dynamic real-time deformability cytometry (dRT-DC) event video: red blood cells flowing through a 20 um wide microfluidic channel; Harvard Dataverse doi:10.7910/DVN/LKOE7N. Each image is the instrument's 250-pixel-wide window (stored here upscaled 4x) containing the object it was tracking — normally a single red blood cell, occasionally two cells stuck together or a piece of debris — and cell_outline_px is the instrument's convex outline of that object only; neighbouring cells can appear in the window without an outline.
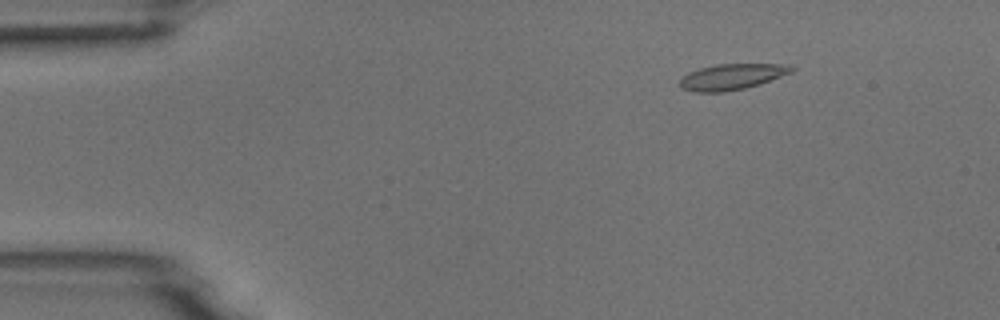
{"species": "common noctule bat (a hibernating species)", "species_latin": "Nyctalus noctula", "temperature_condition": "room temperature", "stored_images_in_passage": 8, "camera_frame_rate_fps": 3000, "um_per_image_px": 0.085, "animal": {"sex": "male", "body_mass_g": 18.8}, "frame": {"image": 1, "passage_image": 3, "time_ms": 0.667, "image_size_px": [1000, 320], "cell_outline_px": [[796, 68], [792, 72], [760, 84], [744, 88], [724, 92], [692, 92], [680, 88], [680, 80], [688, 72], [700, 68], [716, 64], [792, 64]], "centroid_in_image_um": [62.22, 6.52], "position_along_channel_um": 22.8, "area_um2": 16.94}}
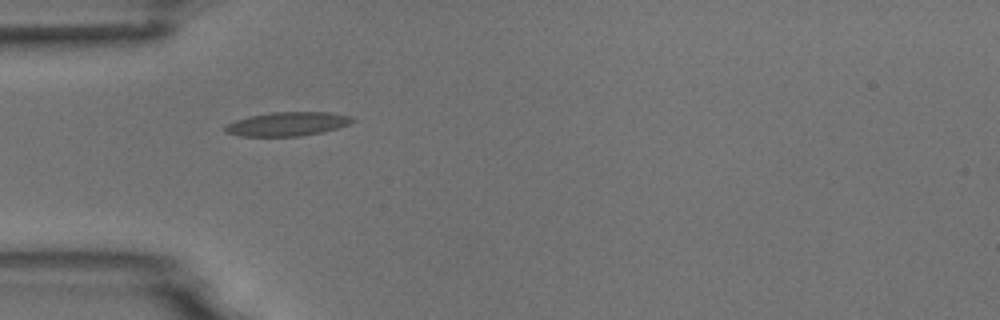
{"frame": {"image": 2, "passage_image": 5, "time_ms": 1.333, "image_size_px": [1000, 320], "cell_outline_px": [[356, 120], [348, 124], [324, 132], [300, 136], [240, 136], [224, 132], [224, 128], [228, 124], [236, 120], [252, 116], [272, 112], [328, 112], [352, 116]], "centroid_in_image_um": [24.45, 10.54], "position_along_channel_um": 60.5, "area_um2": 17.63}}